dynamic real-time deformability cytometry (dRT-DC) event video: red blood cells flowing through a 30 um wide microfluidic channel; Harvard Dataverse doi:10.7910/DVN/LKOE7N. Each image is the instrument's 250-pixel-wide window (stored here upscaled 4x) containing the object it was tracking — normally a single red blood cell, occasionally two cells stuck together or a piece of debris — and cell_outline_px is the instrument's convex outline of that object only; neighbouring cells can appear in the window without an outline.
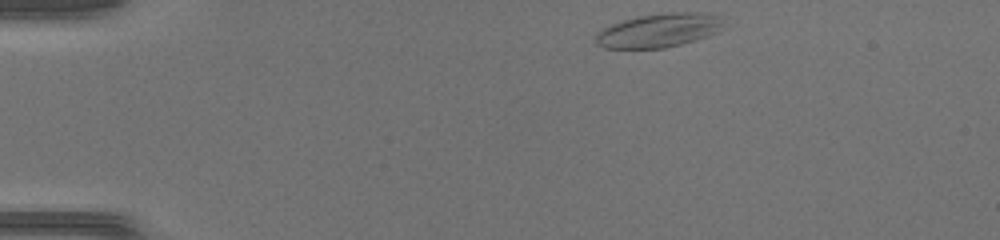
{"species": "common noctule bat (a hibernating species)", "species_latin": "Nyctalus noctula", "temperature_condition": "warm", "stored_images_in_passage": 42, "camera_frame_rate_fps": 3000, "um_per_image_px": 0.085, "animal": {"sex": "female", "body_mass_g": 17.0, "forearm_length_mm": 48.0}, "frame": {"image": 1, "passage_image": 1, "time_ms": 0.0, "image_size_px": [1000, 240], "cell_outline_px": [[732, 24], [720, 32], [696, 40], [664, 48], [604, 48], [596, 44], [592, 40], [596, 32], [612, 24], [636, 16], [668, 12], [712, 12], [720, 16]], "centroid_in_image_um": [56.12, 2.56], "position_along_channel_um": 28.9, "area_um2": 26.18}}
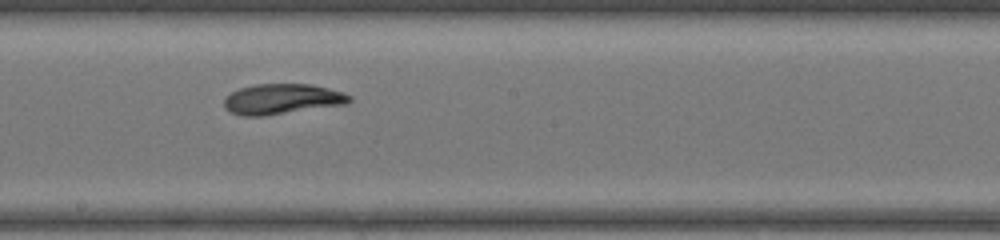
{"frame": {"image": 2, "passage_image": 21, "time_ms": 6.667, "image_size_px": [1000, 240], "cell_outline_px": [[352, 100], [348, 104], [264, 116], [244, 116], [228, 112], [224, 108], [224, 100], [232, 92], [240, 88], [256, 84], [312, 84], [344, 92], [352, 96]], "centroid_in_image_um": [24.0, 8.43], "position_along_channel_um": 224.2, "area_um2": 22.37}}
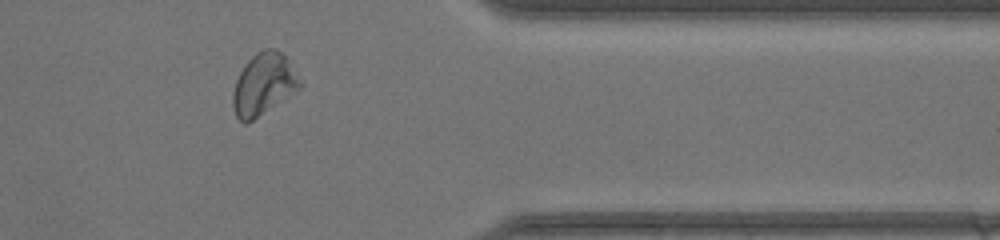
{"frame": {"image": 3, "passage_image": 34, "time_ms": 11.0, "image_size_px": [1000, 240], "cell_outline_px": [[300, 88], [252, 120], [244, 124], [236, 116], [232, 104], [232, 92], [236, 80], [244, 64], [256, 52], [264, 48], [276, 48], [284, 56], [300, 80]], "centroid_in_image_um": [22.35, 7.15], "position_along_channel_um": 389.0, "area_um2": 23.64}, "authors_computed_cell_mechanics": {"area_um2": 22.8021, "velocity_mm_per_s": 4.1148, "shape_relaxation_time_tau1_ms": 3.264, "shape_relaxation_time_tau2_ms": 4.5256, "deformation_change_tau1": 0.1507, "deformation_change_tau2": 0.1169}}